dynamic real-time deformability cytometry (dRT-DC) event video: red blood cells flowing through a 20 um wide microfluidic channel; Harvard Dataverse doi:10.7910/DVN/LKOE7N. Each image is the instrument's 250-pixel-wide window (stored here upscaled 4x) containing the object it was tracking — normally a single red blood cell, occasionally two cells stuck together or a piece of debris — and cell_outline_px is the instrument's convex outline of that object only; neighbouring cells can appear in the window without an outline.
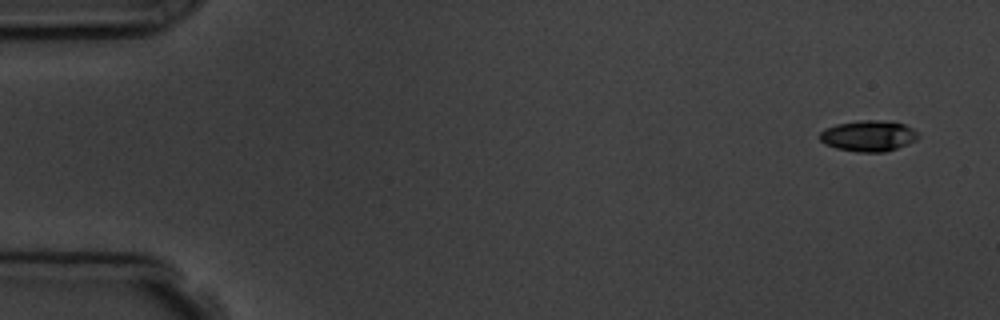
{"species": "common noctule bat (a hibernating species)", "species_latin": "Nyctalus noctula", "temperature_condition": "room temperature", "stored_images_in_passage": 4, "camera_frame_rate_fps": 3000, "um_per_image_px": 0.085, "animal": {"sex": "male", "body_mass_g": 19.5, "forearm_length_mm": 54.6}, "frame": {"image": 1, "passage_image": 1, "time_ms": 0.0, "image_size_px": [1000, 320], "cell_outline_px": [[920, 136], [916, 140], [908, 144], [884, 152], [856, 152], [836, 148], [824, 144], [820, 140], [820, 132], [824, 128], [836, 124], [860, 120], [884, 120], [904, 124], [912, 128]], "centroid_in_image_um": [73.8, 11.55], "position_along_channel_um": 11.2, "area_um2": 17.86}}
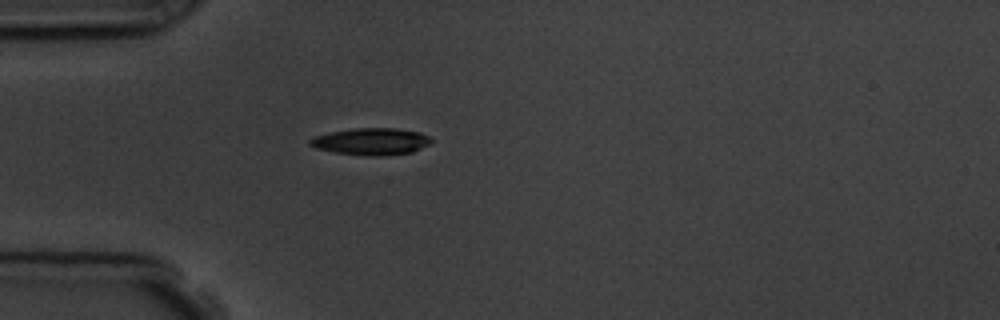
{"frame": {"image": 2, "passage_image": 4, "time_ms": 4.333, "image_size_px": [1000, 320], "cell_outline_px": [[432, 140], [428, 144], [412, 152], [380, 156], [376, 156], [336, 152], [316, 148], [308, 144], [308, 140], [312, 136], [328, 132], [356, 128], [396, 128], [420, 132], [428, 136]], "centroid_in_image_um": [31.51, 12.01], "position_along_channel_um": 53.5, "area_um2": 18.9}}